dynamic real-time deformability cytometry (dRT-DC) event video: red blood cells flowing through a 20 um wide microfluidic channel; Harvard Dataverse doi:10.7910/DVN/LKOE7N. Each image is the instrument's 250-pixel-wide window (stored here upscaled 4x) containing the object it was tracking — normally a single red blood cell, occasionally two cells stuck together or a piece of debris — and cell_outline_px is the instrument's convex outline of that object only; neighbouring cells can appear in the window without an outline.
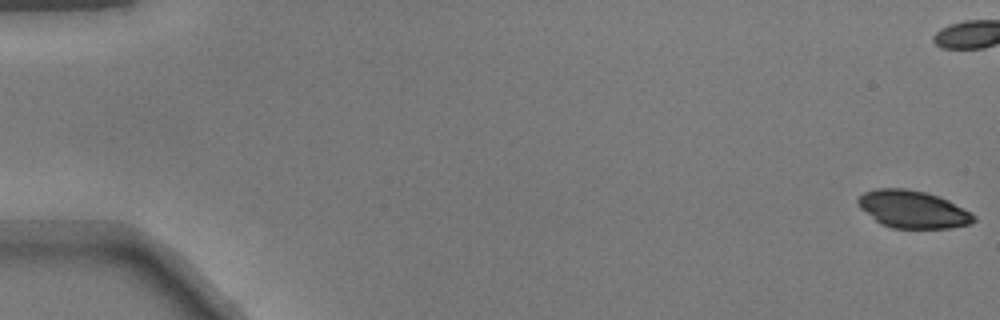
{"species": "common noctule bat (a hibernating species)", "species_latin": "Nyctalus noctula", "temperature_condition": "warm", "stored_images_in_passage": 52, "camera_frame_rate_fps": 3000, "um_per_image_px": 0.085, "animal": {"sex": "male", "body_mass_g": 17.9}, "frame": {"image": 1, "passage_image": 1, "time_ms": 0.0, "image_size_px": [1000, 320], "cell_outline_px": [[976, 220], [972, 224], [952, 228], [892, 228], [880, 224], [860, 208], [856, 200], [864, 192], [876, 188], [908, 188], [940, 196], [972, 212], [976, 216]], "centroid_in_image_um": [77.61, 17.79], "position_along_channel_um": 7.4, "area_um2": 25.61}}
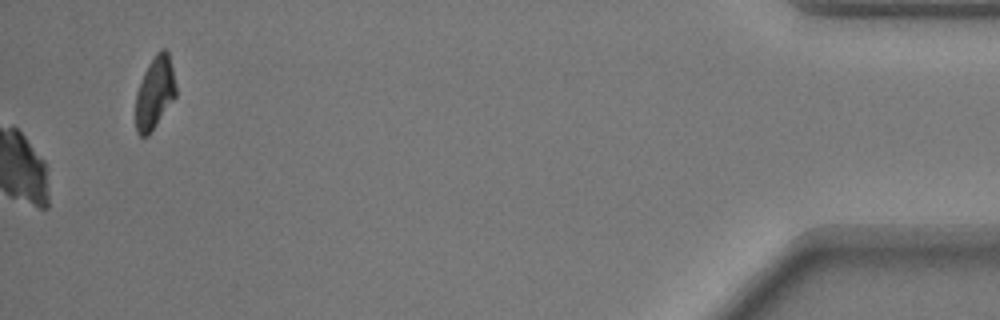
{"frame": {"image": 2, "passage_image": 52, "time_ms": 17.0, "image_size_px": [1000, 320], "cell_outline_px": [[176, 96], [148, 136], [140, 136], [136, 132], [136, 92], [144, 72], [156, 52], [160, 48], [164, 48], [168, 52], [172, 68], [176, 88]], "centroid_in_image_um": [13.15, 7.88], "position_along_channel_um": 422.1, "area_um2": 16.82}}